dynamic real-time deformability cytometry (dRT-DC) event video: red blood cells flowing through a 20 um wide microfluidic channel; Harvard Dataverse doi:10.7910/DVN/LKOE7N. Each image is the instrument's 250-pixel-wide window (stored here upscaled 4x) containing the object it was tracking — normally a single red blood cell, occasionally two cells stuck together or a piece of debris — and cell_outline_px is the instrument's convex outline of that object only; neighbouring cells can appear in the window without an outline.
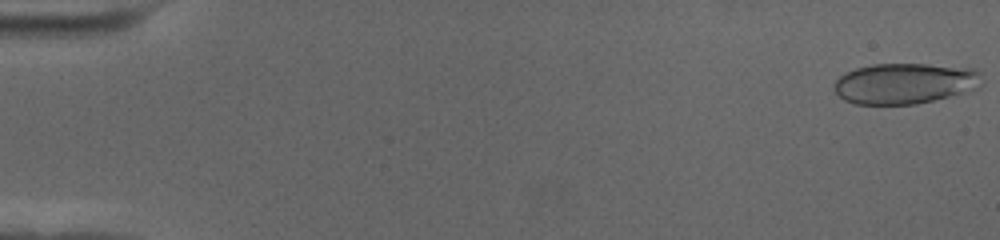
{"species": "human", "species_latin": "Homo sapiens", "temperature_condition": "cold", "stored_images_in_passage": 56, "camera_frame_rate_fps": 3000, "um_per_image_px": 0.085, "donor": {"sex": "female"}, "frame": {"image": 1, "passage_image": 1, "time_ms": 0.0, "image_size_px": [1000, 240], "cell_outline_px": [[984, 84], [976, 88], [948, 96], [916, 104], [856, 104], [844, 100], [836, 92], [836, 80], [840, 76], [856, 68], [872, 64], [928, 64], [976, 68], [980, 72]], "centroid_in_image_um": [76.96, 7.08], "position_along_channel_um": 8.0, "area_um2": 34.91}}
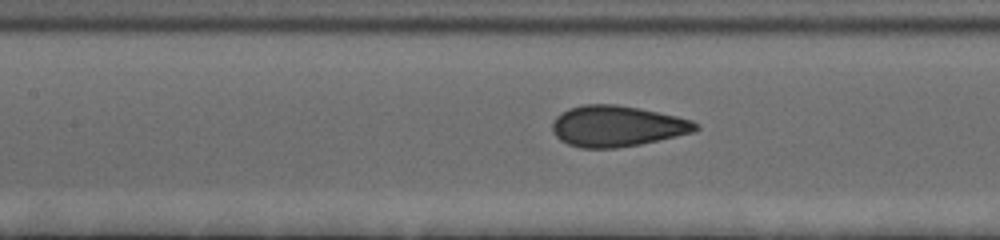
{"frame": {"image": 2, "passage_image": 26, "time_ms": 8.333, "image_size_px": [1000, 240], "cell_outline_px": [[700, 128], [696, 132], [640, 144], [616, 148], [580, 148], [568, 144], [560, 140], [552, 132], [552, 124], [556, 116], [560, 112], [568, 108], [584, 104], [616, 104], [640, 108], [676, 116], [692, 120], [700, 124]], "centroid_in_image_um": [52.45, 10.72], "position_along_channel_um": 154.9, "area_um2": 34.51}}
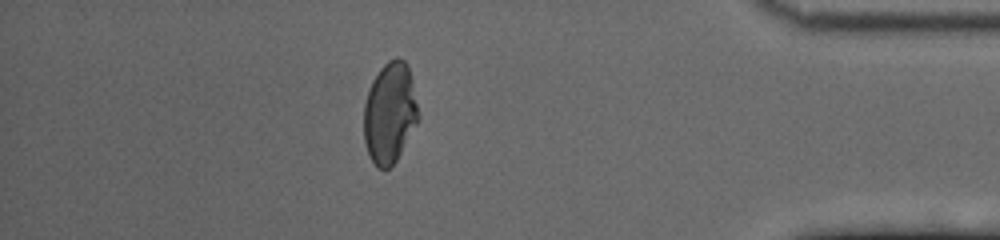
{"frame": {"image": 3, "passage_image": 49, "time_ms": 16.0, "image_size_px": [1000, 240], "cell_outline_px": [[420, 116], [416, 124], [396, 160], [388, 168], [376, 168], [368, 152], [364, 140], [364, 104], [372, 80], [380, 68], [388, 60], [396, 56], [404, 60], [408, 64]], "centroid_in_image_um": [33.13, 9.56], "position_along_channel_um": 402.1, "area_um2": 31.91}, "authors_computed_cell_mechanics": {"area_um2": 33.6974, "velocity_mm_per_s": 3.6707, "shape_relaxation_time_tau1_ms": 7.2771, "shape_relaxation_time_tau2_ms": null, "deformation_change_tau1": 0.1956, "deformation_change_tau2": null}}